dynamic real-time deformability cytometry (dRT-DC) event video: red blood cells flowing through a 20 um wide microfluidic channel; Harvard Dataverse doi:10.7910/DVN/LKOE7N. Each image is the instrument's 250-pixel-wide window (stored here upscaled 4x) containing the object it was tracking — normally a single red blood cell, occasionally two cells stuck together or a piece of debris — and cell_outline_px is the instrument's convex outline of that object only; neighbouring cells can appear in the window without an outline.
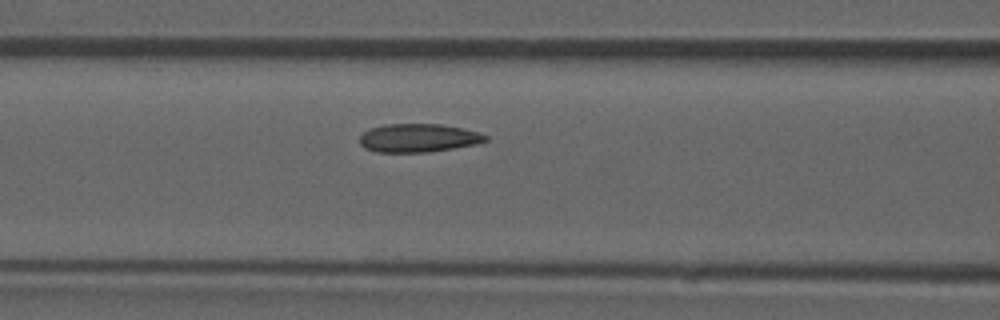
{"species": "common noctule bat (a hibernating species)", "species_latin": "Nyctalus noctula", "temperature_condition": "room temperature", "stored_images_in_passage": 44, "camera_frame_rate_fps": 3000, "um_per_image_px": 0.085, "animal": {"sex": "male", "forearm_length_mm": 52.5}, "frame": {"image": 1, "passage_image": 13, "time_ms": 4.0, "image_size_px": [1000, 320], "cell_outline_px": [[488, 140], [476, 144], [428, 152], [376, 152], [364, 148], [360, 144], [360, 136], [364, 132], [372, 128], [384, 124], [440, 124], [464, 128], [480, 132], [488, 136]], "centroid_in_image_um": [35.58, 11.72], "position_along_channel_um": 131.0, "area_um2": 20.87}}
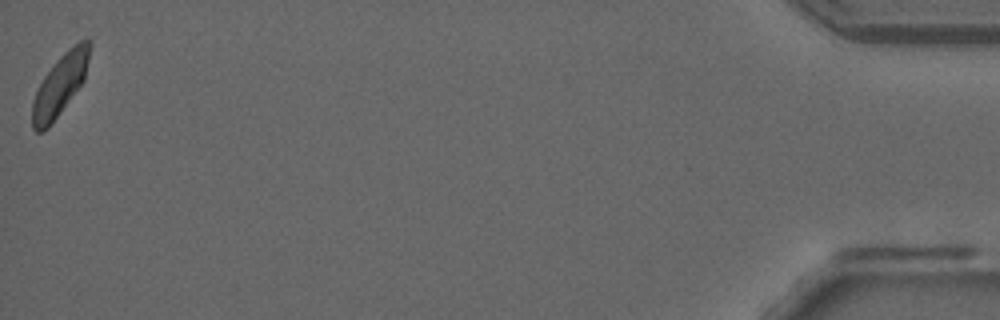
{"frame": {"image": 2, "passage_image": 44, "time_ms": 14.333, "image_size_px": [1000, 320], "cell_outline_px": [[92, 40], [84, 80], [48, 128], [40, 132], [36, 132], [32, 128], [32, 100], [44, 76], [56, 60], [68, 48], [80, 40], [88, 36]], "centroid_in_image_um": [5.11, 7.17], "position_along_channel_um": 430.1, "area_um2": 20.29}, "authors_computed_cell_mechanics": {"area_um2": 20.6346, "velocity_mm_per_s": 3.8551, "shape_relaxation_time_tau1_ms": 6.4204, "shape_relaxation_time_tau2_ms": 1.6366, "deformation_change_tau1": 0.1537, "deformation_change_tau2": 0.0637}}